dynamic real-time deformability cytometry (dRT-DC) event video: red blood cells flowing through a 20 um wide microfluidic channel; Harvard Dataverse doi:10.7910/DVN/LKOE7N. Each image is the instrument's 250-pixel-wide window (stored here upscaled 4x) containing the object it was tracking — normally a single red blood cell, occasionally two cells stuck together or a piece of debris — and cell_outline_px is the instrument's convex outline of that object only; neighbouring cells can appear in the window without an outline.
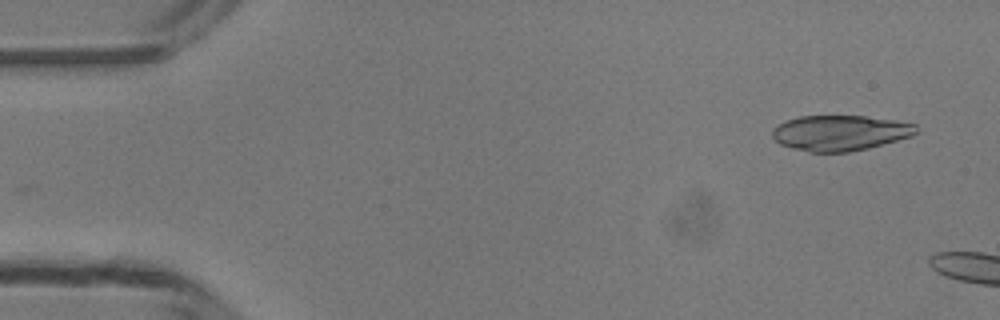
{"species": "common noctule bat (a hibernating species)", "species_latin": "Nyctalus noctula", "temperature_condition": "room temperature", "stored_images_in_passage": 41, "camera_frame_rate_fps": 3000, "um_per_image_px": 0.085, "animal": {"sex": "male", "body_mass_g": 13.3}, "frame": {"image": 1, "passage_image": 3, "time_ms": 0.667, "image_size_px": [1000, 320], "cell_outline_px": [[916, 132], [912, 136], [868, 148], [848, 152], [808, 152], [792, 148], [780, 144], [772, 136], [772, 132], [780, 124], [788, 120], [800, 116], [864, 116], [916, 124]], "centroid_in_image_um": [71.4, 11.3], "position_along_channel_um": 13.6, "area_um2": 29.3}}